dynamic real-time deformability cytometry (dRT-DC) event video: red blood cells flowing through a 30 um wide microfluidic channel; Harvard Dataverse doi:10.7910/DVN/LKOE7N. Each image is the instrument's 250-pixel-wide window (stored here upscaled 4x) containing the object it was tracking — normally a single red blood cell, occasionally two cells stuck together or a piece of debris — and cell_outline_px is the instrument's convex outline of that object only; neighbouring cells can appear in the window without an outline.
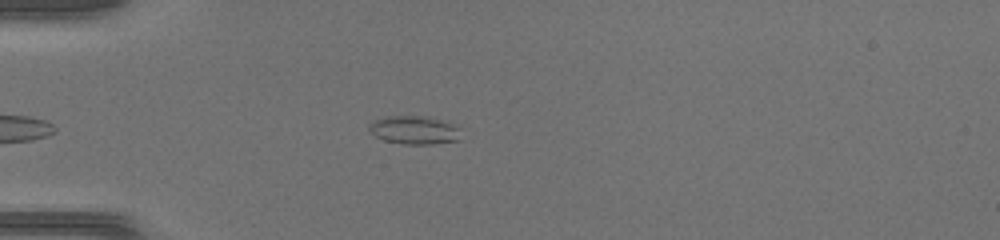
{"species": "common noctule bat (a hibernating species)", "species_latin": "Nyctalus noctula", "temperature_condition": "warm", "stored_images_in_passage": 34, "camera_frame_rate_fps": 3000, "um_per_image_px": 0.085, "animal": {"sex": "female", "body_mass_g": 17.0, "forearm_length_mm": 48.0}, "frame": {"image": 1, "passage_image": 2, "time_ms": 0.333, "image_size_px": [1000, 240], "cell_outline_px": [[460, 140], [432, 144], [404, 144], [384, 140], [368, 132], [368, 124], [372, 120], [384, 116], [428, 116], [448, 120], [456, 124], [460, 128]], "centroid_in_image_um": [35.24, 11.03], "position_along_channel_um": 49.8, "area_um2": 15.72}}
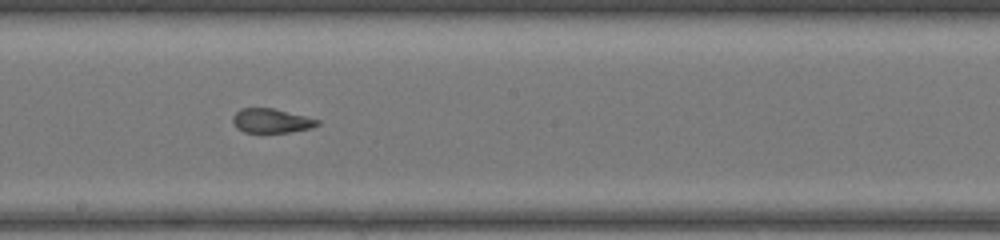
{"frame": {"image": 2, "passage_image": 16, "time_ms": 5.0, "image_size_px": [1000, 240], "cell_outline_px": [[320, 124], [312, 128], [288, 132], [244, 132], [236, 128], [232, 120], [232, 116], [240, 108], [272, 108], [320, 120]], "centroid_in_image_um": [23.04, 10.26], "position_along_channel_um": 225.2, "area_um2": 11.91}}
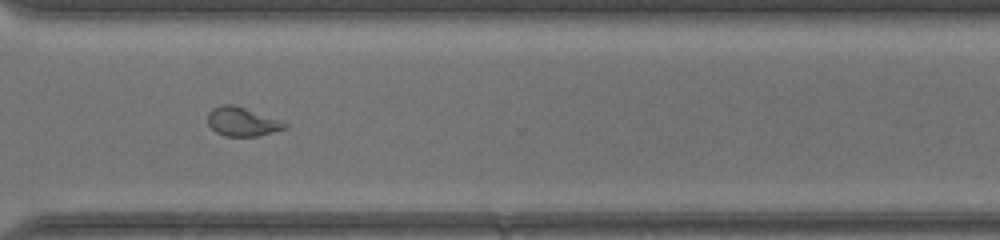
{"frame": {"image": 3, "passage_image": 25, "time_ms": 8.0, "image_size_px": [1000, 240], "cell_outline_px": [[288, 128], [256, 136], [224, 136], [216, 132], [208, 124], [208, 112], [212, 108], [220, 104], [232, 104], [244, 108], [288, 124]], "centroid_in_image_um": [20.53, 10.35], "position_along_channel_um": 350.1, "area_um2": 12.72}, "authors_computed_cell_mechanics": {"area_um2": 13.6119, "velocity_mm_per_s": 4.1688, "shape_relaxation_time_tau1_ms": null, "shape_relaxation_time_tau2_ms": 0.7064, "deformation_change_tau1": null, "deformation_change_tau2": 0.0624}}